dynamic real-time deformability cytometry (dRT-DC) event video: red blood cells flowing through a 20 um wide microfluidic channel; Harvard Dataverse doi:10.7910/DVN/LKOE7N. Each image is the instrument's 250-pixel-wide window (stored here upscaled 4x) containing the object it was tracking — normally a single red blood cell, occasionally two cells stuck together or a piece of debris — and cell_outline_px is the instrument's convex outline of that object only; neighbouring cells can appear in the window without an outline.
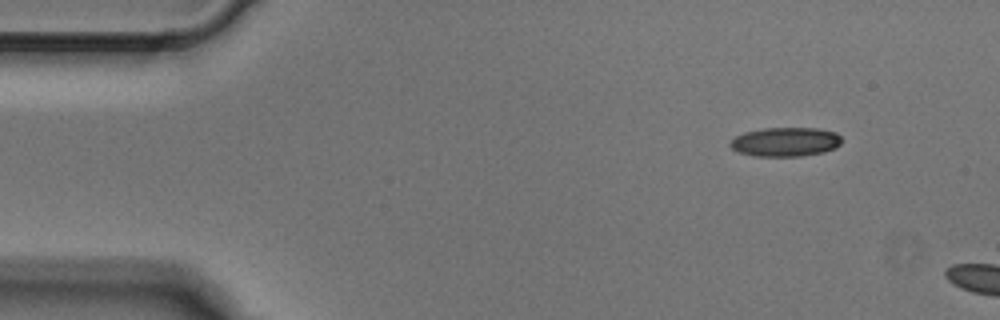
{"species": "Egyptian fruit bat (a non-hibernating species)", "species_latin": "Rousettus aegyptiacus", "temperature_condition": "cold", "stored_images_in_passage": 2, "camera_frame_rate_fps": 3000, "um_per_image_px": 0.085, "animal": {"sex": "male"}, "frame": {"image": 1, "passage_image": 1, "time_ms": 0.0, "image_size_px": [1000, 320], "cell_outline_px": [[844, 140], [836, 148], [824, 152], [800, 156], [756, 156], [740, 152], [732, 148], [728, 144], [736, 136], [744, 132], [764, 128], [816, 128], [836, 132]], "centroid_in_image_um": [66.8, 12.05], "position_along_channel_um": 18.2, "area_um2": 18.96}}